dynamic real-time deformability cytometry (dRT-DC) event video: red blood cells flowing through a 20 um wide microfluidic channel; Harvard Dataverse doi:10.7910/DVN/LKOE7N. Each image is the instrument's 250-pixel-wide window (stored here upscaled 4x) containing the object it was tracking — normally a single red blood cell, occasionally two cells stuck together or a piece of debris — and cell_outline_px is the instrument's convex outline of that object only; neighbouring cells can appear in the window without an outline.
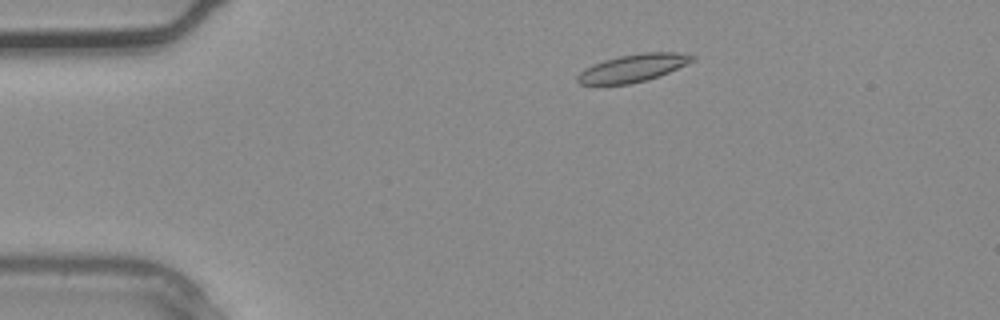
{"species": "common noctule bat (a hibernating species)", "species_latin": "Nyctalus noctula", "temperature_condition": "warm", "stored_images_in_passage": 2, "camera_frame_rate_fps": 3000, "um_per_image_px": 0.085, "animal": {"sex": "male", "body_mass_g": 20.4}, "frame": {"image": 1, "passage_image": 2, "time_ms": 0.333, "image_size_px": [1000, 320], "cell_outline_px": [[696, 60], [660, 76], [628, 84], [580, 84], [576, 80], [576, 76], [584, 68], [592, 64], [604, 60], [620, 56], [640, 52], [676, 52], [696, 56]], "centroid_in_image_um": [53.81, 5.77], "position_along_channel_um": 31.2, "area_um2": 18.5}}